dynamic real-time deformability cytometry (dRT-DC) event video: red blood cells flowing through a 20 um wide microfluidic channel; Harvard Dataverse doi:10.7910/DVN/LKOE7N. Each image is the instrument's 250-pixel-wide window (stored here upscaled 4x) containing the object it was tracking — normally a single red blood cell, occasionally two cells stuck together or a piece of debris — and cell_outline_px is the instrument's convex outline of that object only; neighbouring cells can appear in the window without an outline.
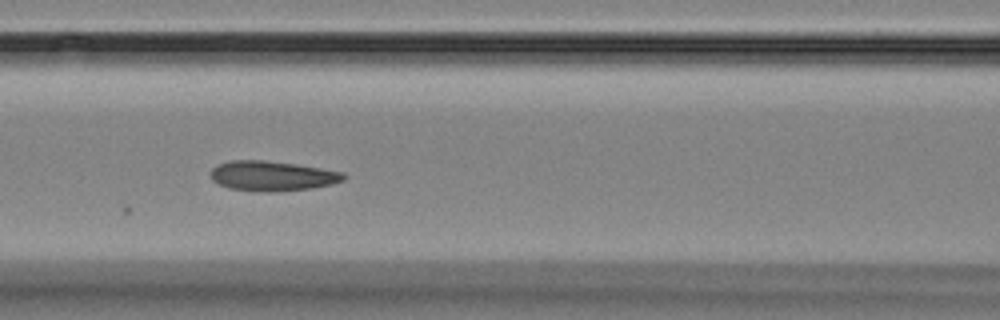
{"species": "Egyptian fruit bat (a non-hibernating species)", "species_latin": "Rousettus aegyptiacus", "temperature_condition": "room temperature", "stored_images_in_passage": 7, "camera_frame_rate_fps": 3000, "um_per_image_px": 0.085, "animal": {"sex": "female"}, "frame": {"image": 1, "passage_image": 6, "time_ms": 5.667, "image_size_px": [1000, 320], "cell_outline_px": [[348, 176], [344, 180], [332, 184], [312, 188], [272, 192], [260, 192], [228, 188], [212, 180], [212, 168], [216, 164], [228, 160], [264, 160], [296, 164], [344, 172]], "centroid_in_image_um": [23.15, 14.95], "position_along_channel_um": 143.5, "area_um2": 23.35}}
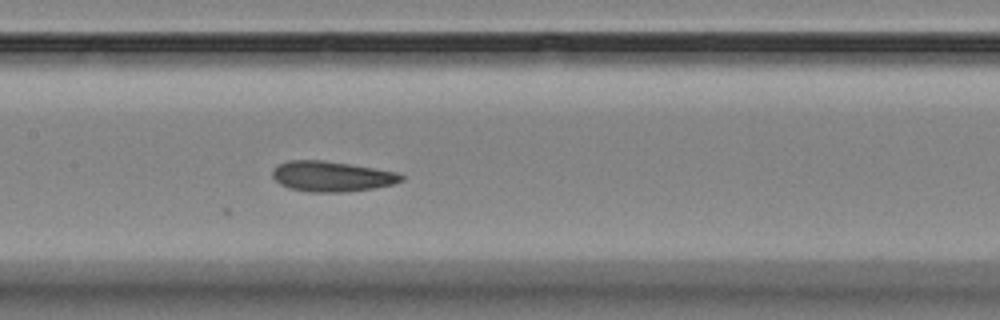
{"frame": {"image": 2, "passage_image": 7, "time_ms": 6.667, "image_size_px": [1000, 320], "cell_outline_px": [[404, 180], [392, 184], [372, 188], [348, 192], [308, 192], [288, 188], [280, 184], [272, 176], [272, 168], [276, 164], [288, 160], [320, 160], [348, 164], [396, 172], [404, 176]], "centroid_in_image_um": [28.13, 14.99], "position_along_channel_um": 179.3, "area_um2": 22.77}}